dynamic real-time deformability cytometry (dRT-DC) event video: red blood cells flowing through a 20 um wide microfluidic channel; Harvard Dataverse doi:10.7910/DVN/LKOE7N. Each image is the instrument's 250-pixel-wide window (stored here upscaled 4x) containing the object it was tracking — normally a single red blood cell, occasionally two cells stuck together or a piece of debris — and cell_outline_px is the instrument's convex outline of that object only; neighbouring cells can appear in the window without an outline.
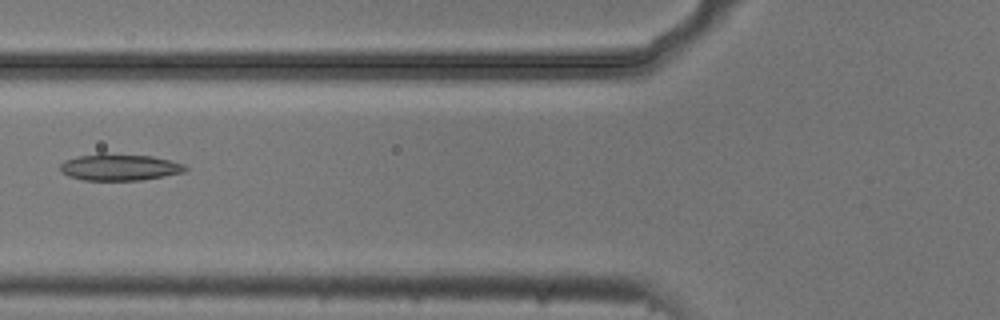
{"species": "common noctule bat (a hibernating species)", "species_latin": "Nyctalus noctula", "temperature_condition": "cold", "stored_images_in_passage": 5, "camera_frame_rate_fps": 3000, "um_per_image_px": 0.085, "animal": {"sex": "male", "body_mass_g": 20.5, "forearm_length_mm": 52.5}, "frame": {"image": 1, "passage_image": 4, "time_ms": 1.0, "image_size_px": [1000, 320], "cell_outline_px": [[188, 168], [184, 172], [164, 176], [140, 180], [84, 180], [68, 176], [60, 172], [60, 164], [64, 160], [76, 156], [100, 152], [104, 152], [152, 156], [184, 164]], "centroid_in_image_um": [10.11, 14.19], "position_along_channel_um": 115.7, "area_um2": 19.71}}
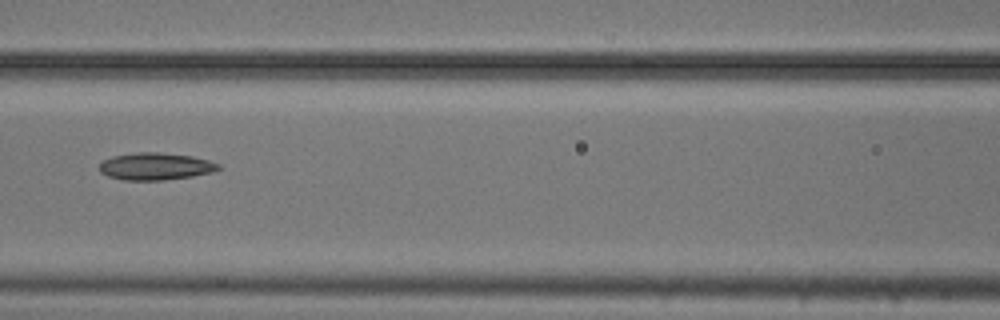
{"frame": {"image": 2, "passage_image": 5, "time_ms": 1.333, "image_size_px": [1000, 320], "cell_outline_px": [[220, 168], [212, 172], [192, 176], [164, 180], [124, 180], [108, 176], [100, 172], [100, 160], [112, 156], [136, 152], [156, 152], [192, 156], [208, 160], [220, 164]], "centroid_in_image_um": [13.18, 14.13], "position_along_channel_um": 153.4, "area_um2": 18.9}}